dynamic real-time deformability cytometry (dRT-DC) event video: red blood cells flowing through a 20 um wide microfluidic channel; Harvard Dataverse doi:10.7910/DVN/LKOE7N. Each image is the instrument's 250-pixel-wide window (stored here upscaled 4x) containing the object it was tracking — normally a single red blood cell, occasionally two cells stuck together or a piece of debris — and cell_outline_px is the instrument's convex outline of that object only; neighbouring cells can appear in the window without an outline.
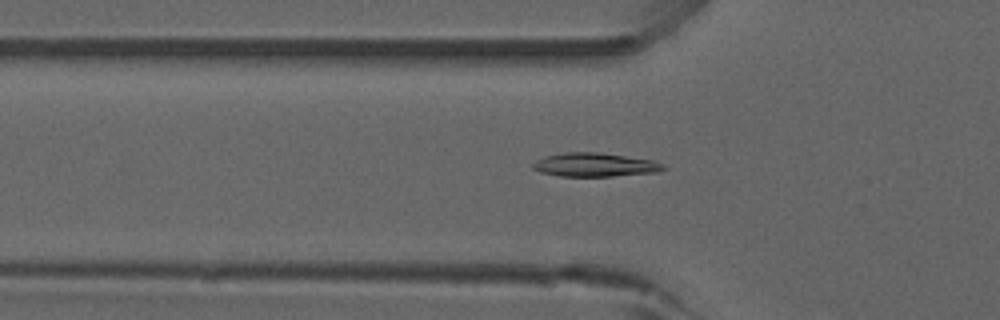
{"species": "common noctule bat (a hibernating species)", "species_latin": "Nyctalus noctula", "temperature_condition": "room temperature", "stored_images_in_passage": 42, "camera_frame_rate_fps": 3000, "um_per_image_px": 0.085, "animal": {"sex": "male", "forearm_length_mm": 52.5}, "frame": {"image": 1, "passage_image": 13, "time_ms": 4.0, "image_size_px": [1000, 320], "cell_outline_px": [[664, 168], [656, 172], [612, 176], [560, 176], [540, 172], [532, 168], [532, 164], [536, 160], [544, 156], [564, 152], [596, 152], [656, 160], [664, 164]], "centroid_in_image_um": [50.54, 14.0], "position_along_channel_um": 75.3, "area_um2": 18.03}, "authors_computed_cell_mechanics": {"area_um2": 16.8198, "velocity_mm_per_s": 3.9227, "shape_relaxation_time_tau1_ms": 8.8315, "shape_relaxation_time_tau2_ms": null, "deformation_change_tau1": 0.1909, "deformation_change_tau2": null}}